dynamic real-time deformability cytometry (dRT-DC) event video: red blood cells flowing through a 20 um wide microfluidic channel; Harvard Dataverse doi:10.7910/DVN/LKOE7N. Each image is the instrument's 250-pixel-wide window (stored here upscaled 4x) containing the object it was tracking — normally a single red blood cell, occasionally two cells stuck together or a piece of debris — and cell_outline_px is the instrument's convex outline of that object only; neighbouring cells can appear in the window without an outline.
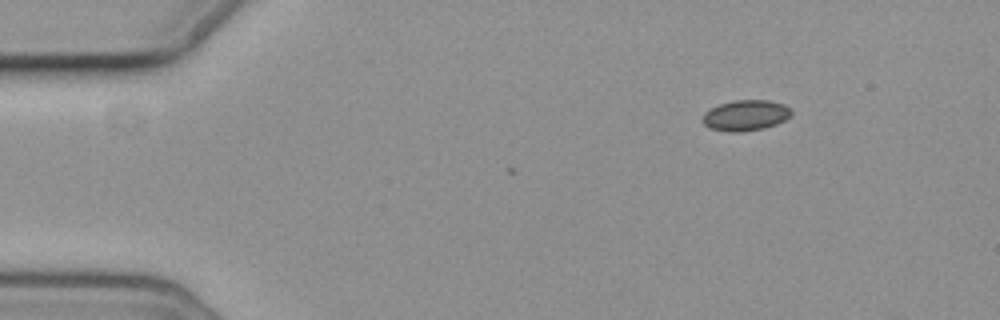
{"species": "common noctule bat (a hibernating species)", "species_latin": "Nyctalus noctula", "temperature_condition": "cold", "stored_images_in_passage": 3, "camera_frame_rate_fps": 3000, "um_per_image_px": 0.085, "animal": {"sex": "female", "body_mass_g": 19.3, "forearm_length_mm": 54.1}, "frame": {"image": 1, "passage_image": 1, "time_ms": 0.0, "image_size_px": [1000, 320], "cell_outline_px": [[792, 112], [784, 120], [776, 124], [764, 128], [740, 132], [732, 132], [712, 128], [704, 124], [700, 120], [704, 112], [720, 104], [732, 100], [768, 100], [784, 104], [792, 108]], "centroid_in_image_um": [63.37, 9.79], "position_along_channel_um": 21.6, "area_um2": 15.84}}